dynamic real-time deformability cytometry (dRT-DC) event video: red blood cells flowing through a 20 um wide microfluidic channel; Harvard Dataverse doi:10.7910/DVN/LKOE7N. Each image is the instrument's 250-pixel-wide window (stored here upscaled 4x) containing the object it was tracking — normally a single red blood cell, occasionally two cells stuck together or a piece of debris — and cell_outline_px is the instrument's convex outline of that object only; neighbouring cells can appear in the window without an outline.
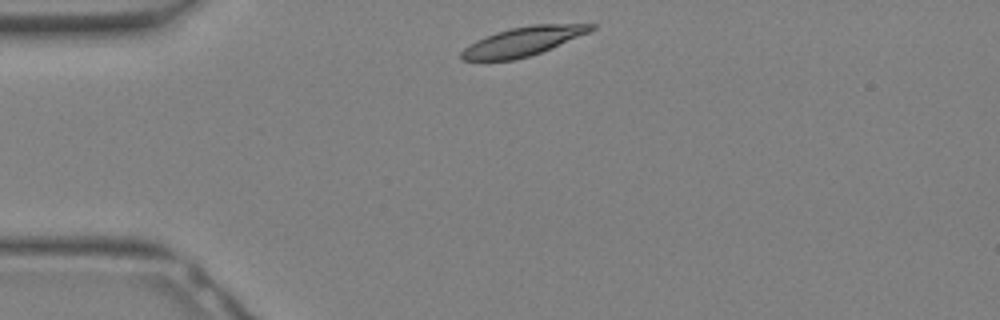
{"species": "Egyptian fruit bat (a non-hibernating species)", "species_latin": "Rousettus aegyptiacus", "temperature_condition": "warm", "stored_images_in_passage": 15, "camera_frame_rate_fps": 3000, "um_per_image_px": 0.085, "animal": {"sex": "female"}, "frame": {"image": 1, "passage_image": 1, "time_ms": 0.0, "image_size_px": [1000, 320], "cell_outline_px": [[596, 28], [588, 32], [540, 52], [528, 56], [512, 60], [464, 60], [460, 56], [460, 52], [464, 48], [476, 40], [496, 32], [512, 28], [532, 24], [596, 24]], "centroid_in_image_um": [44.42, 3.51], "position_along_channel_um": 40.6, "area_um2": 21.39}}
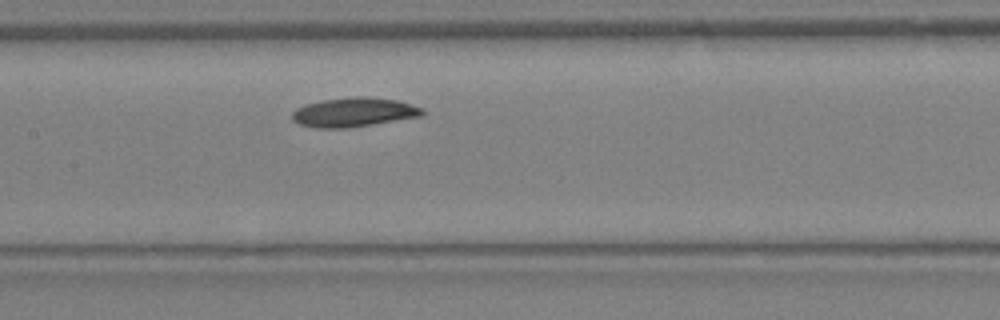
{"frame": {"image": 2, "passage_image": 9, "time_ms": 2.667, "image_size_px": [1000, 320], "cell_outline_px": [[424, 116], [348, 128], [316, 128], [300, 124], [292, 120], [292, 112], [296, 108], [304, 104], [324, 100], [356, 96], [396, 100], [424, 108]], "centroid_in_image_um": [30.07, 9.55], "position_along_channel_um": 177.3, "area_um2": 22.14}}
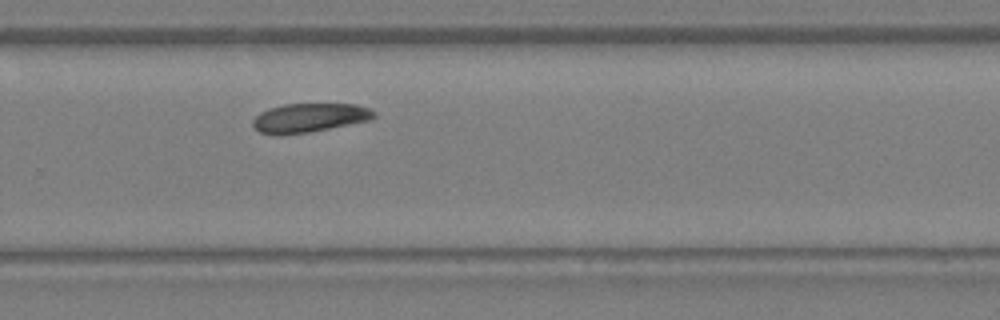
{"frame": {"image": 3, "passage_image": 15, "time_ms": 4.667, "image_size_px": [1000, 320], "cell_outline_px": [[376, 116], [372, 120], [308, 132], [276, 136], [260, 132], [252, 124], [252, 120], [260, 112], [268, 108], [284, 104], [356, 104], [368, 108], [376, 112]], "centroid_in_image_um": [26.29, 10.01], "position_along_channel_um": 303.5, "area_um2": 20.58}}